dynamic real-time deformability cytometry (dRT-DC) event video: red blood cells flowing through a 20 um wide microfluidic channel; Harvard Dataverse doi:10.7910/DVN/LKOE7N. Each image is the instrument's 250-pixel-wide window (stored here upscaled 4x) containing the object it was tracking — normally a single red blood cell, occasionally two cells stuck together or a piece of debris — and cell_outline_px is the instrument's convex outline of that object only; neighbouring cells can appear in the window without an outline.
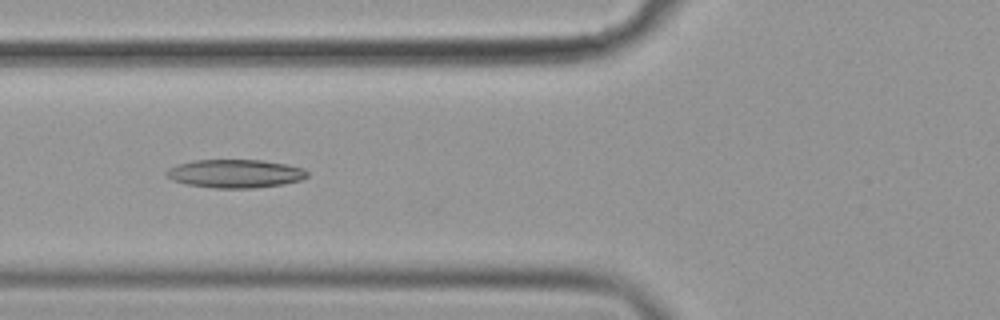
{"species": "common noctule bat (a hibernating species)", "species_latin": "Nyctalus noctula", "temperature_condition": "cold", "stored_images_in_passage": 22, "camera_frame_rate_fps": 3000, "um_per_image_px": 0.085, "animal": {"sex": "female", "body_mass_g": 19.9}, "frame": {"image": 1, "passage_image": 4, "time_ms": 1.0, "image_size_px": [1000, 320], "cell_outline_px": [[308, 176], [300, 180], [284, 184], [252, 188], [212, 188], [188, 184], [172, 180], [164, 176], [164, 172], [168, 168], [176, 164], [192, 160], [264, 160], [304, 168], [308, 172]], "centroid_in_image_um": [19.95, 14.75], "position_along_channel_um": 105.9, "area_um2": 23.47}}
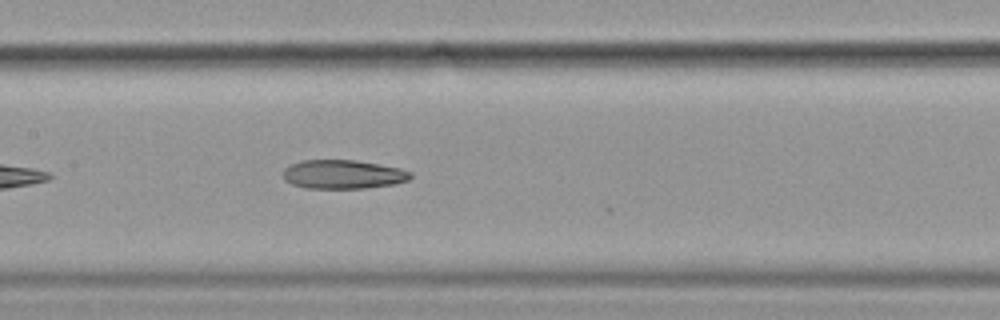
{"frame": {"image": 2, "passage_image": 10, "time_ms": 3.0, "image_size_px": [1000, 320], "cell_outline_px": [[412, 176], [408, 180], [392, 184], [364, 188], [304, 188], [292, 184], [284, 180], [284, 168], [292, 164], [304, 160], [356, 160], [400, 168], [412, 172]], "centroid_in_image_um": [29.15, 14.82], "position_along_channel_um": 178.2, "area_um2": 21.33}}
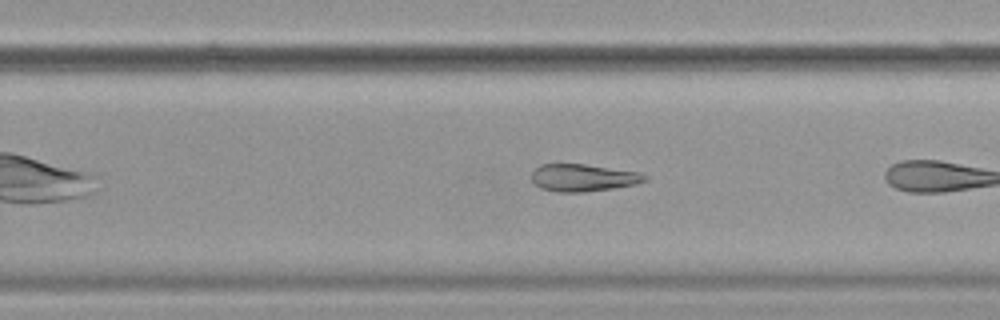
{"frame": {"image": 3, "passage_image": 16, "time_ms": 5.0, "image_size_px": [1000, 320], "cell_outline_px": [[648, 180], [636, 184], [612, 188], [584, 192], [556, 192], [540, 188], [532, 184], [532, 172], [540, 164], [584, 164], [636, 172], [648, 176]], "centroid_in_image_um": [49.52, 15.11], "position_along_channel_um": 280.3, "area_um2": 17.98}}